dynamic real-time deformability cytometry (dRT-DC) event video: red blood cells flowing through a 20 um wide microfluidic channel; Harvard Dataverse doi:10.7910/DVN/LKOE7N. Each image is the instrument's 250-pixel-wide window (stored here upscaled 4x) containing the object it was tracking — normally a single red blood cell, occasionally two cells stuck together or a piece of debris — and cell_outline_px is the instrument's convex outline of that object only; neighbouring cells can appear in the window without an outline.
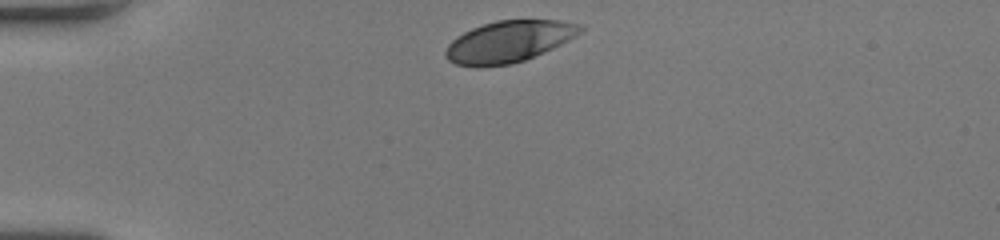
{"species": "human", "species_latin": "Homo sapiens", "temperature_condition": "room temperature", "stored_images_in_passage": 32, "camera_frame_rate_fps": 3000, "um_per_image_px": 0.085, "donor": {"sex": "female"}, "frame": {"image": 1, "passage_image": 1, "time_ms": 0.0, "image_size_px": [1000, 240], "cell_outline_px": [[584, 28], [580, 32], [568, 40], [552, 48], [524, 60], [512, 64], [480, 68], [476, 68], [456, 64], [448, 60], [444, 56], [444, 52], [448, 44], [456, 36], [472, 28], [496, 20], [560, 20], [580, 24]], "centroid_in_image_um": [43.19, 3.55], "position_along_channel_um": 41.8, "area_um2": 32.66}}
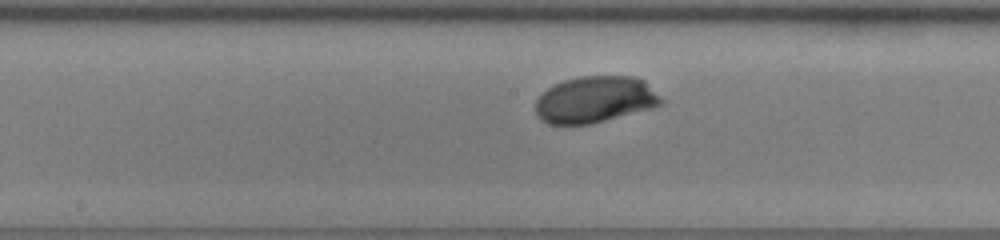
{"frame": {"image": 2, "passage_image": 16, "time_ms": 5.0, "image_size_px": [1000, 240], "cell_outline_px": [[664, 104], [652, 108], [592, 124], [548, 124], [540, 120], [536, 116], [536, 100], [548, 88], [564, 80], [580, 76], [632, 76], [644, 80], [664, 100]], "centroid_in_image_um": [50.59, 8.47], "position_along_channel_um": 197.6, "area_um2": 34.16}}
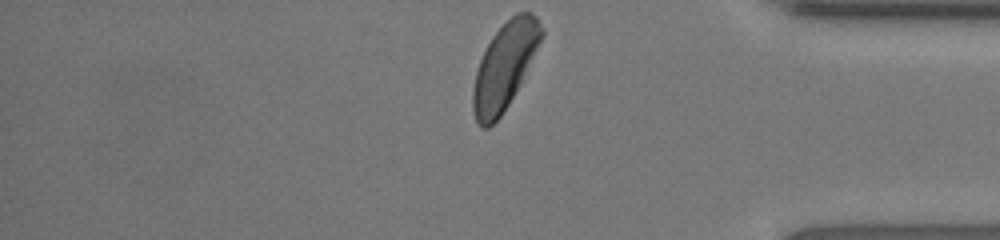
{"frame": {"image": 3, "passage_image": 32, "time_ms": 10.333, "image_size_px": [1000, 240], "cell_outline_px": [[544, 36], [520, 84], [508, 104], [500, 116], [488, 128], [480, 128], [476, 124], [472, 112], [472, 88], [476, 72], [480, 60], [492, 36], [516, 12], [532, 12], [536, 16], [544, 32]], "centroid_in_image_um": [42.88, 5.65], "position_along_channel_um": 392.3, "area_um2": 34.22}, "authors_computed_cell_mechanics": {"area_um2": 33.9286, "velocity_mm_per_s": 3.9658, "shape_relaxation_time_tau1_ms": 1.9837, "shape_relaxation_time_tau2_ms": null, "deformation_change_tau1": 0.129, "deformation_change_tau2": null}}